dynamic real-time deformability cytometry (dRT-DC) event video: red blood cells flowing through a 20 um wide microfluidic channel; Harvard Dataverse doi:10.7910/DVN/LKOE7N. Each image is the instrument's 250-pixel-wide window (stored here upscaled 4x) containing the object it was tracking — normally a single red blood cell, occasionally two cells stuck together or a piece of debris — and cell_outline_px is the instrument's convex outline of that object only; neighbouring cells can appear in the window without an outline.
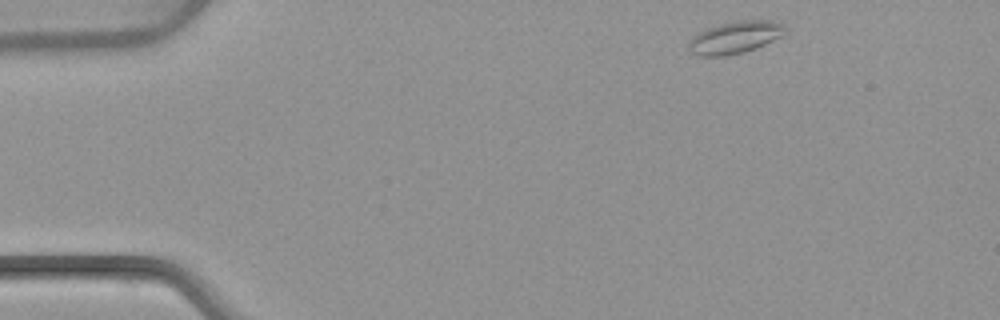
{"species": "common noctule bat (a hibernating species)", "species_latin": "Nyctalus noctula", "temperature_condition": "warm", "stored_images_in_passage": 3, "camera_frame_rate_fps": 3000, "um_per_image_px": 0.085, "animal": {"sex": "female", "body_mass_g": 22.7, "forearm_length_mm": 54.2}, "frame": {"image": 1, "passage_image": 1, "time_ms": 0.0, "image_size_px": [1000, 320], "cell_outline_px": [[788, 32], [756, 48], [744, 52], [724, 56], [696, 56], [688, 48], [688, 40], [692, 36], [704, 28], [736, 20], [776, 20], [784, 24]], "centroid_in_image_um": [62.46, 3.16], "position_along_channel_um": 22.5, "area_um2": 18.44}}
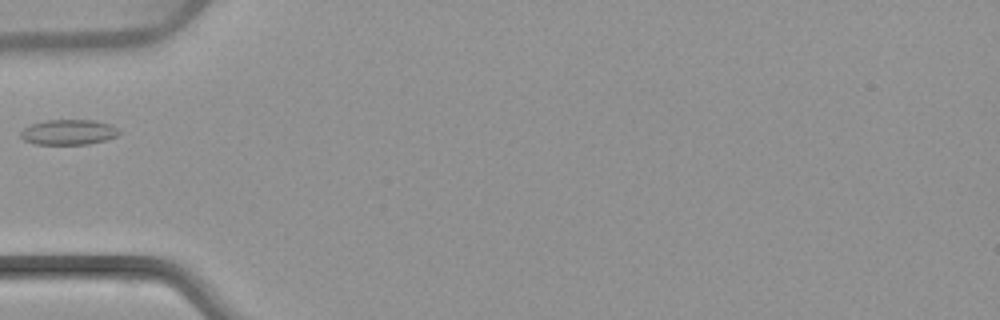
{"frame": {"image": 2, "passage_image": 3, "time_ms": 3.667, "image_size_px": [1000, 320], "cell_outline_px": [[120, 132], [116, 136], [104, 140], [88, 144], [36, 144], [24, 140], [20, 136], [20, 132], [28, 124], [44, 120], [96, 120], [112, 124]], "centroid_in_image_um": [5.8, 11.22], "position_along_channel_um": 79.2, "area_um2": 14.57}}